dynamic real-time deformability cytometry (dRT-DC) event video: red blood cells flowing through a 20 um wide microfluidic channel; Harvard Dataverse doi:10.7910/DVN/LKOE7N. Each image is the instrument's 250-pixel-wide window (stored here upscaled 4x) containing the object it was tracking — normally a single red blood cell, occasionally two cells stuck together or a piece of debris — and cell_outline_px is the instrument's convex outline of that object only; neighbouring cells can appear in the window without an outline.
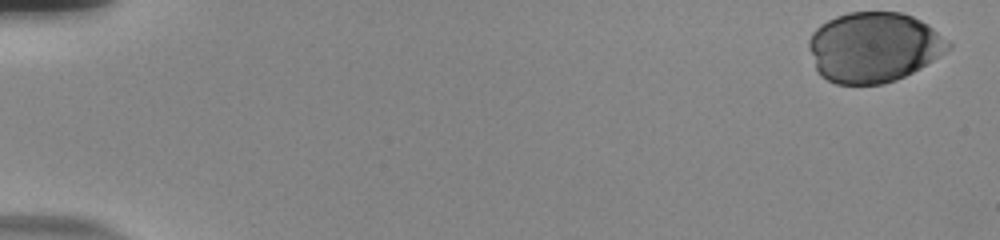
{"species": "human", "species_latin": "Homo sapiens", "temperature_condition": "room temperature", "stored_images_in_passage": 46, "camera_frame_rate_fps": 3000, "um_per_image_px": 0.085, "donor": {"sex": "male"}, "frame": {"image": 1, "passage_image": 1, "time_ms": 0.0, "image_size_px": [1000, 240], "cell_outline_px": [[952, 48], [940, 56], [920, 68], [896, 80], [884, 84], [836, 84], [820, 76], [816, 68], [808, 48], [808, 40], [812, 32], [820, 24], [836, 16], [848, 12], [900, 12], [912, 16], [928, 24], [948, 40], [952, 44]], "centroid_in_image_um": [74.26, 4.01], "position_along_channel_um": 10.7, "area_um2": 57.16}}
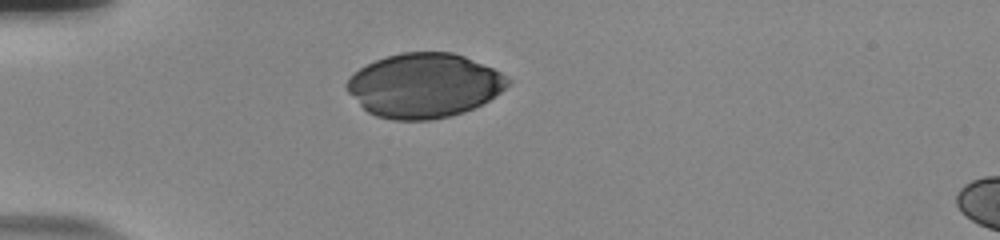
{"frame": {"image": 2, "passage_image": 16, "time_ms": 5.0, "image_size_px": [1000, 240], "cell_outline_px": [[512, 80], [500, 92], [488, 100], [464, 112], [448, 116], [428, 120], [392, 120], [376, 116], [368, 112], [348, 92], [344, 84], [352, 72], [376, 60], [400, 52], [452, 52], [464, 56], [492, 68], [500, 72]], "centroid_in_image_um": [36.02, 7.26], "position_along_channel_um": 49.0, "area_um2": 60.05}}